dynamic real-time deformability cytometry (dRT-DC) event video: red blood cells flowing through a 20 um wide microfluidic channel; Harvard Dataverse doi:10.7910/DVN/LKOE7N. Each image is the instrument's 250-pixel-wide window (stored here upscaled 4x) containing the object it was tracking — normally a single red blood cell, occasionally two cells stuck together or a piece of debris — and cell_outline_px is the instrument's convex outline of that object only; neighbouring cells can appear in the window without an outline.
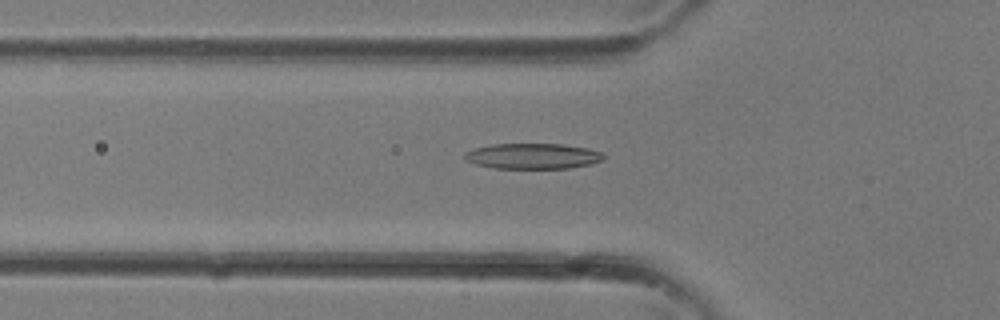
{"species": "common noctule bat (a hibernating species)", "species_latin": "Nyctalus noctula", "temperature_condition": "room temperature", "stored_images_in_passage": 33, "segment_of_instrument_passage": [1, 2], "camera_frame_rate_fps": 3000, "um_per_image_px": 0.085, "animal": {"sex": "female"}, "frame": {"image": 1, "passage_image": 10, "time_ms": 3.0, "image_size_px": [1000, 320], "cell_outline_px": [[604, 160], [588, 164], [568, 168], [496, 168], [476, 164], [464, 160], [464, 152], [476, 148], [492, 144], [564, 144], [588, 148], [600, 152], [604, 156]], "centroid_in_image_um": [45.27, 13.26], "position_along_channel_um": 80.5, "area_um2": 20.58}}
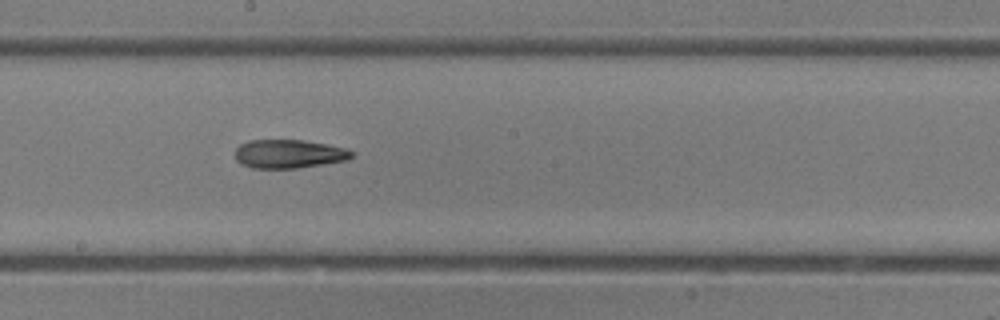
{"frame": {"image": 2, "passage_image": 17, "time_ms": 5.333, "image_size_px": [1000, 320], "cell_outline_px": [[356, 152], [352, 156], [344, 160], [296, 168], [252, 168], [240, 164], [236, 160], [236, 148], [240, 144], [248, 140], [304, 140], [348, 148]], "centroid_in_image_um": [24.54, 13.07], "position_along_channel_um": 223.7, "area_um2": 19.42}}
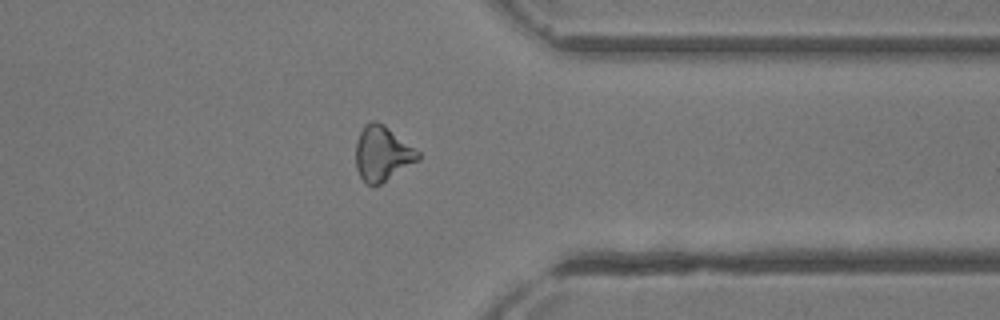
{"frame": {"image": 3, "passage_image": 25, "time_ms": 8.0, "image_size_px": [1000, 320], "cell_outline_px": [[420, 160], [380, 184], [372, 188], [360, 176], [356, 168], [356, 140], [364, 124], [372, 120], [376, 120], [384, 124], [420, 152]], "centroid_in_image_um": [32.49, 13.05], "position_along_channel_um": 378.9, "area_um2": 20.11}}